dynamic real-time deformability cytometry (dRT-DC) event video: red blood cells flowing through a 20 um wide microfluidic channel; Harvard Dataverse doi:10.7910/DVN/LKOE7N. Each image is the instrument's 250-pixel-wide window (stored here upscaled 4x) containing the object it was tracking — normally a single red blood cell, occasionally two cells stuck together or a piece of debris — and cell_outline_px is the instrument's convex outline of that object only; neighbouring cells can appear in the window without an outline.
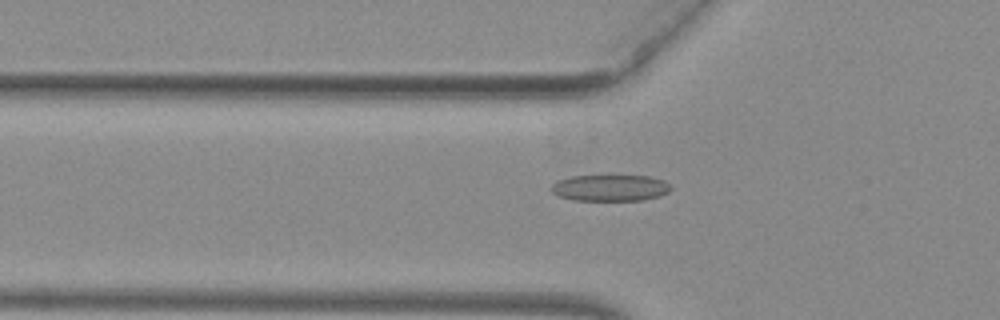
{"species": "common noctule bat (a hibernating species)", "species_latin": "Nyctalus noctula", "temperature_condition": "warm", "stored_images_in_passage": 36, "camera_frame_rate_fps": 3000, "um_per_image_px": 0.085, "animal": {"sex": "female", "body_mass_g": 29.2, "forearm_length_mm": 56.3}, "frame": {"image": 1, "passage_image": 2, "time_ms": 0.333, "image_size_px": [1000, 320], "cell_outline_px": [[672, 188], [668, 192], [660, 196], [644, 200], [572, 200], [560, 196], [552, 192], [552, 184], [556, 180], [568, 176], [608, 172], [648, 176], [664, 180]], "centroid_in_image_um": [51.85, 15.9], "position_along_channel_um": 74.0, "area_um2": 19.54}}
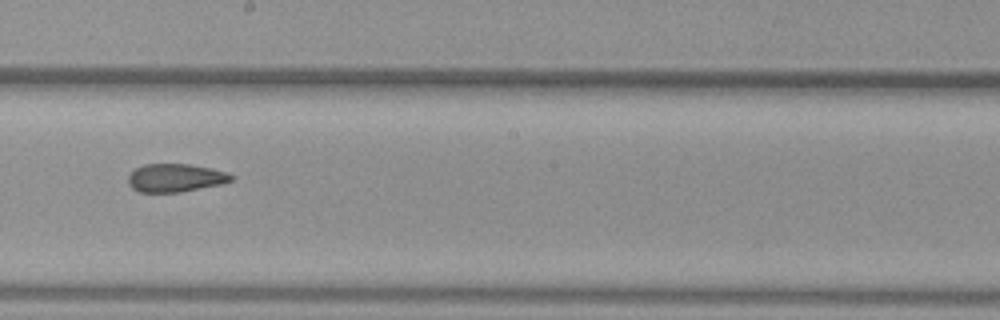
{"frame": {"image": 2, "passage_image": 14, "time_ms": 4.333, "image_size_px": [1000, 320], "cell_outline_px": [[236, 176], [232, 180], [224, 184], [180, 192], [140, 192], [132, 188], [128, 184], [128, 176], [136, 168], [144, 164], [188, 164], [212, 168], [228, 172]], "centroid_in_image_um": [14.96, 15.12], "position_along_channel_um": 233.2, "area_um2": 17.11}}
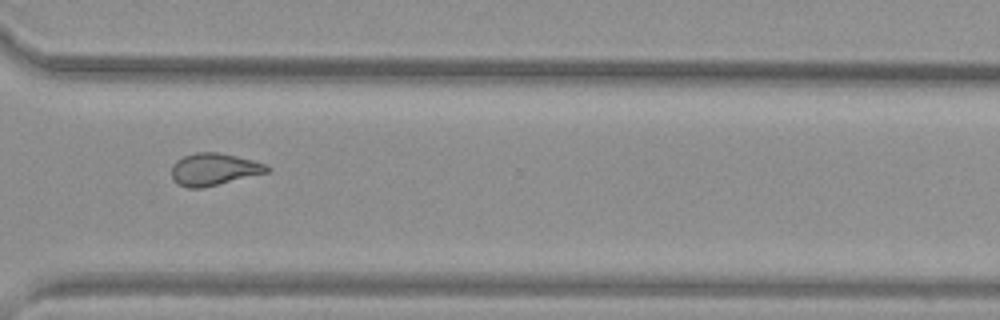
{"frame": {"image": 3, "passage_image": 23, "time_ms": 7.333, "image_size_px": [1000, 320], "cell_outline_px": [[272, 168], [268, 172], [200, 188], [188, 188], [172, 180], [172, 164], [176, 160], [184, 156], [196, 152], [216, 152], [236, 156], [252, 160], [264, 164]], "centroid_in_image_um": [18.15, 14.38], "position_along_channel_um": 352.4, "area_um2": 17.63}, "authors_computed_cell_mechanics": {"area_um2": 17.7157, "velocity_mm_per_s": 3.9756, "shape_relaxation_time_tau1_ms": null, "shape_relaxation_time_tau2_ms": 2.1286, "deformation_change_tau1": null, "deformation_change_tau2": 0.0824}}